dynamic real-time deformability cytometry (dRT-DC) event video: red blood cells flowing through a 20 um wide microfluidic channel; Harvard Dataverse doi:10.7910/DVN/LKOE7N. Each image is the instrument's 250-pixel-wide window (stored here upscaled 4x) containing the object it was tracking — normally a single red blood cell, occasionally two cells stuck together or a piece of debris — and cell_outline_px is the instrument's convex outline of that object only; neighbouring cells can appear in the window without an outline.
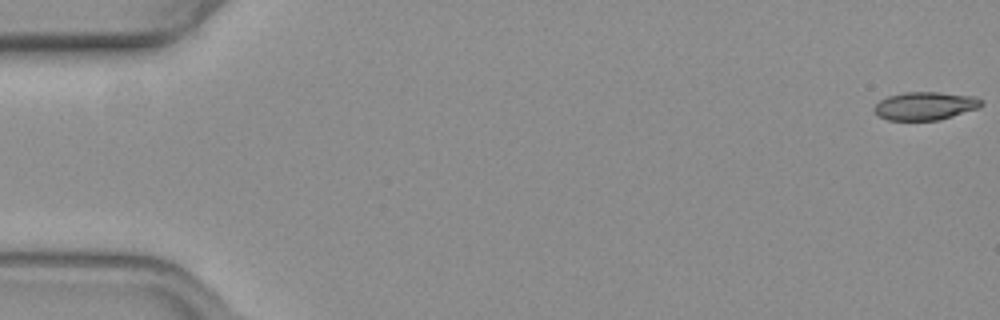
{"species": "common noctule bat (a hibernating species)", "species_latin": "Nyctalus noctula", "temperature_condition": "warm", "stored_images_in_passage": 52, "camera_frame_rate_fps": 3000, "um_per_image_px": 0.085, "animal": {"sex": "female", "body_mass_g": 19.3, "forearm_length_mm": 54.1}, "frame": {"image": 1, "passage_image": 1, "time_ms": 0.0, "image_size_px": [1000, 320], "cell_outline_px": [[984, 104], [980, 108], [940, 120], [888, 120], [880, 116], [872, 108], [880, 100], [888, 96], [904, 92], [940, 92], [976, 96], [984, 100]], "centroid_in_image_um": [78.71, 8.99], "position_along_channel_um": 6.3, "area_um2": 17.8}}
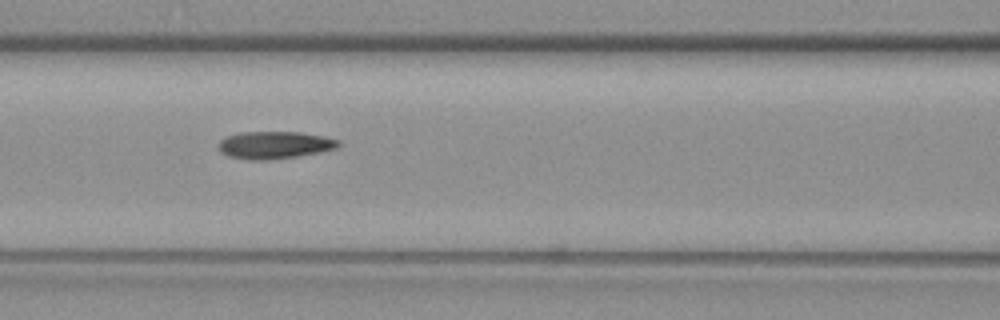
{"frame": {"image": 2, "passage_image": 25, "time_ms": 8.0, "image_size_px": [1000, 320], "cell_outline_px": [[340, 144], [336, 148], [320, 152], [296, 156], [268, 160], [248, 160], [228, 156], [220, 152], [220, 140], [228, 136], [240, 132], [300, 132], [324, 136], [340, 140]], "centroid_in_image_um": [23.35, 12.32], "position_along_channel_um": 143.3, "area_um2": 19.07}}
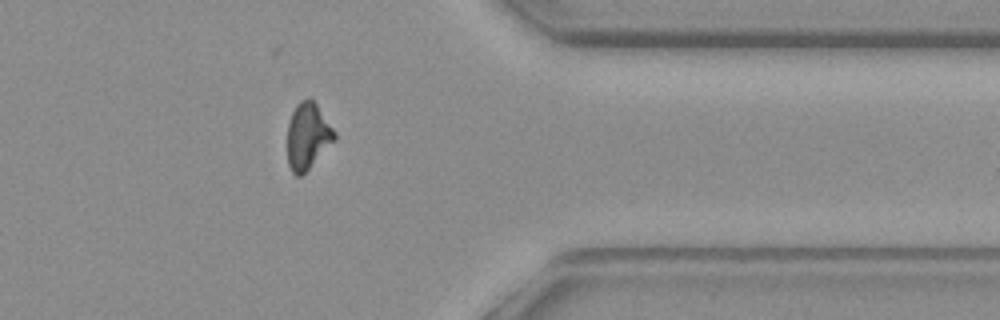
{"frame": {"image": 3, "passage_image": 46, "time_ms": 15.0, "image_size_px": [1000, 320], "cell_outline_px": [[336, 140], [300, 176], [296, 176], [292, 172], [288, 164], [288, 120], [296, 104], [300, 100], [308, 96], [316, 104], [336, 132]], "centroid_in_image_um": [26.15, 11.53], "position_along_channel_um": 385.2, "area_um2": 18.15}}